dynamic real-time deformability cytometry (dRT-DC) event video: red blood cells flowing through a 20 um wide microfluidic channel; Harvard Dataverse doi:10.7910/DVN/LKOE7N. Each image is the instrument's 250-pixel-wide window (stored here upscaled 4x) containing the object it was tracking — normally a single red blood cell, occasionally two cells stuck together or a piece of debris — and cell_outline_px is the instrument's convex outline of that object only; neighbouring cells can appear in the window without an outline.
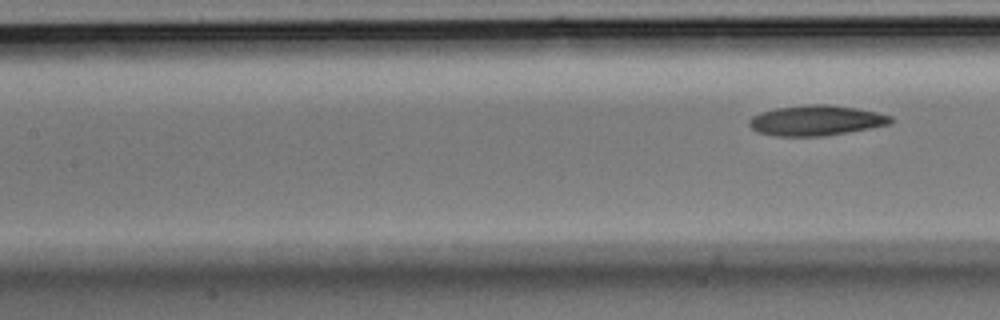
{"species": "Egyptian fruit bat (a non-hibernating species)", "species_latin": "Rousettus aegyptiacus", "temperature_condition": "room temperature", "stored_images_in_passage": 7, "segment_of_instrument_passage": [2, 2], "camera_frame_rate_fps": 3000, "um_per_image_px": 0.085, "animal": {"sex": "male"}, "frame": {"image": 1, "passage_image": 7, "time_ms": 2.0, "image_size_px": [1000, 320], "cell_outline_px": [[892, 120], [888, 124], [848, 132], [824, 136], [776, 136], [756, 132], [748, 124], [752, 116], [760, 112], [776, 108], [808, 104], [828, 104], [856, 108], [876, 112], [892, 116]], "centroid_in_image_um": [69.32, 10.23], "position_along_channel_um": 138.1, "area_um2": 24.85}}